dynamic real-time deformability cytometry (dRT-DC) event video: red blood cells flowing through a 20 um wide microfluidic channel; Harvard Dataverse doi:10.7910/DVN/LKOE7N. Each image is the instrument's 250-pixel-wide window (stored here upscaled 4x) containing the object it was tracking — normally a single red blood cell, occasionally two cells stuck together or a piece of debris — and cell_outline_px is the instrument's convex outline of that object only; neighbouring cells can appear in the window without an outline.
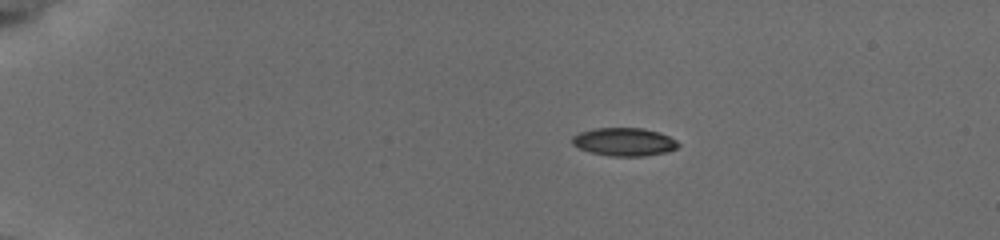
{"species": "common noctule bat (a hibernating species)", "species_latin": "Nyctalus noctula", "temperature_condition": "cold", "stored_images_in_passage": 13, "camera_frame_rate_fps": 3000, "um_per_image_px": 0.085, "animal": {"sex": "female", "body_mass_g": 19.5, "forearm_length_mm": 54.1}, "frame": {"image": 1, "passage_image": 1, "time_ms": 0.0, "image_size_px": [1000, 240], "cell_outline_px": [[680, 144], [676, 148], [668, 152], [644, 156], [612, 156], [592, 152], [580, 148], [572, 144], [572, 136], [580, 132], [592, 128], [644, 128], [660, 132], [676, 140]], "centroid_in_image_um": [53.07, 12.05], "position_along_channel_um": 31.9, "area_um2": 17.4}}
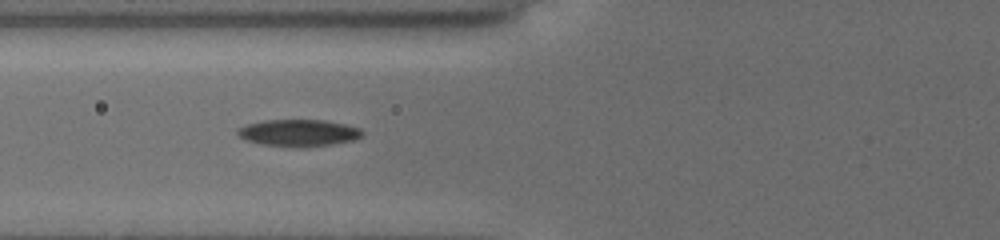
{"frame": {"image": 2, "passage_image": 11, "time_ms": 4.0, "image_size_px": [1000, 240], "cell_outline_px": [[364, 132], [360, 136], [352, 140], [332, 144], [304, 148], [300, 148], [260, 144], [248, 140], [240, 136], [236, 132], [240, 128], [248, 124], [264, 120], [324, 120], [344, 124], [360, 128]], "centroid_in_image_um": [25.4, 11.3], "position_along_channel_um": 100.4, "area_um2": 19.42}}
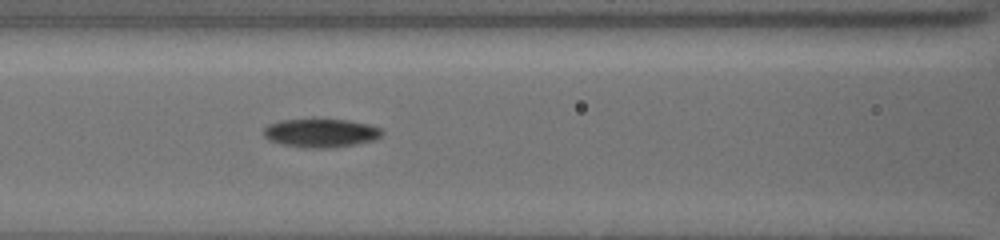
{"frame": {"image": 3, "passage_image": 13, "time_ms": 5.0, "image_size_px": [1000, 240], "cell_outline_px": [[384, 132], [376, 140], [336, 148], [304, 148], [284, 144], [268, 140], [264, 136], [264, 128], [268, 124], [284, 120], [348, 120], [368, 124], [380, 128]], "centroid_in_image_um": [27.3, 11.32], "position_along_channel_um": 139.3, "area_um2": 19.65}}